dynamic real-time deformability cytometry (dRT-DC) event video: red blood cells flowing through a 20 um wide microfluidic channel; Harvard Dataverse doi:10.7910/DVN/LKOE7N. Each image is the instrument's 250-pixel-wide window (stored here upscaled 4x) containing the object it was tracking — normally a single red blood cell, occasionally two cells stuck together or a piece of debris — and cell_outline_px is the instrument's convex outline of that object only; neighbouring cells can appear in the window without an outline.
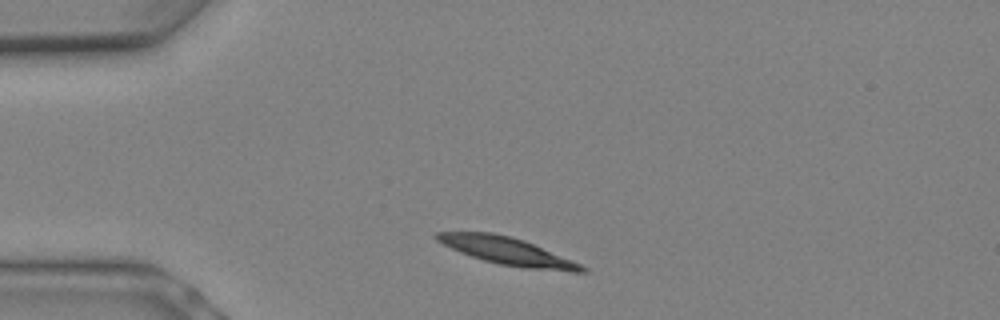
{"species": "Egyptian fruit bat (a non-hibernating species)", "species_latin": "Rousettus aegyptiacus", "temperature_condition": "warm", "stored_images_in_passage": 4, "camera_frame_rate_fps": 3000, "um_per_image_px": 0.085, "animal": {"sex": "female"}, "frame": {"image": 1, "passage_image": 1, "time_ms": 0.0, "image_size_px": [1000, 320], "cell_outline_px": [[588, 272], [572, 272], [524, 268], [500, 264], [484, 260], [460, 252], [436, 240], [432, 236], [436, 232], [492, 232], [512, 236], [524, 240], [572, 260], [588, 268]], "centroid_in_image_um": [43.14, 21.34], "position_along_channel_um": 41.9, "area_um2": 23.12}}
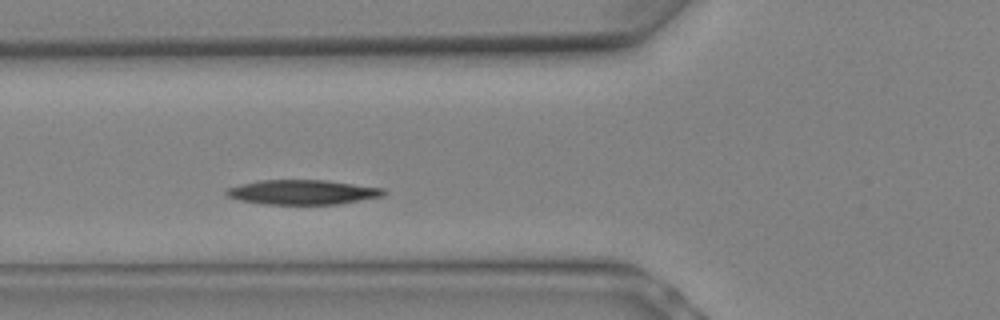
{"frame": {"image": 2, "passage_image": 4, "time_ms": 1.0, "image_size_px": [1000, 320], "cell_outline_px": [[388, 192], [384, 196], [336, 204], [264, 204], [240, 200], [228, 196], [224, 192], [228, 188], [240, 184], [260, 180], [324, 180], [384, 188]], "centroid_in_image_um": [25.73, 16.33], "position_along_channel_um": 100.1, "area_um2": 22.48}}